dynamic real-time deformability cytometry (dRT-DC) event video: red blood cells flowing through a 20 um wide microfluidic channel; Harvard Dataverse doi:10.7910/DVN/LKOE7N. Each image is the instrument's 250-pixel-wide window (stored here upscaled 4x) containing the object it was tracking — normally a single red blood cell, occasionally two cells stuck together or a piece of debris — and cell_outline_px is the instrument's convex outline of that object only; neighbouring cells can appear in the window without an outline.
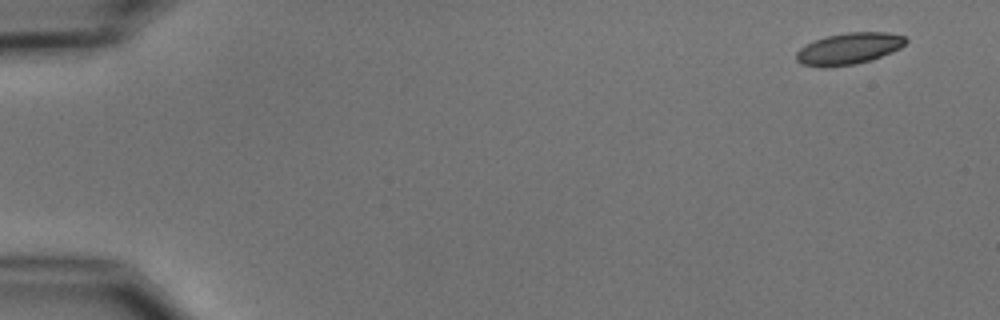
{"species": "common noctule bat (a hibernating species)", "species_latin": "Nyctalus noctula", "temperature_condition": "cold", "stored_images_in_passage": 5, "camera_frame_rate_fps": 3000, "um_per_image_px": 0.085, "animal": {"sex": "male", "body_mass_g": 15.6}, "frame": {"image": 1, "passage_image": 1, "time_ms": 0.0, "image_size_px": [1000, 320], "cell_outline_px": [[908, 40], [900, 48], [892, 52], [872, 60], [856, 64], [828, 68], [820, 68], [800, 64], [796, 60], [796, 52], [800, 48], [816, 40], [828, 36], [848, 32], [888, 32], [904, 36]], "centroid_in_image_um": [72.15, 4.16], "position_along_channel_um": 12.9, "area_um2": 20.29}}
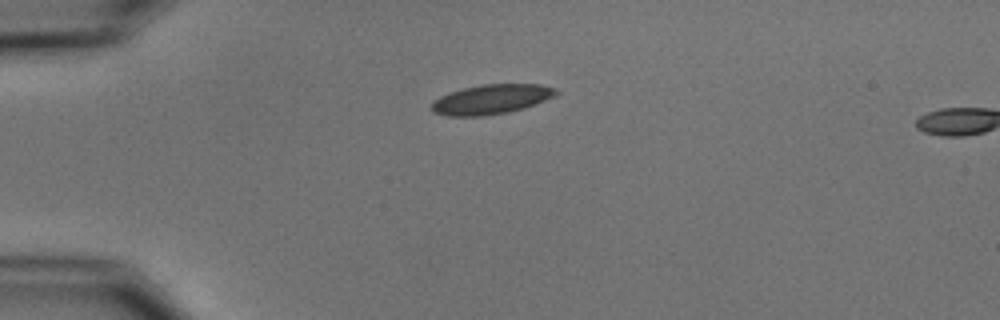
{"frame": {"image": 2, "passage_image": 4, "time_ms": 3.667, "image_size_px": [1000, 320], "cell_outline_px": [[560, 92], [556, 96], [536, 104], [524, 108], [508, 112], [484, 116], [448, 116], [432, 112], [428, 108], [432, 100], [448, 92], [480, 84], [540, 84], [552, 88]], "centroid_in_image_um": [41.7, 8.45], "position_along_channel_um": 43.3, "area_um2": 21.85}}